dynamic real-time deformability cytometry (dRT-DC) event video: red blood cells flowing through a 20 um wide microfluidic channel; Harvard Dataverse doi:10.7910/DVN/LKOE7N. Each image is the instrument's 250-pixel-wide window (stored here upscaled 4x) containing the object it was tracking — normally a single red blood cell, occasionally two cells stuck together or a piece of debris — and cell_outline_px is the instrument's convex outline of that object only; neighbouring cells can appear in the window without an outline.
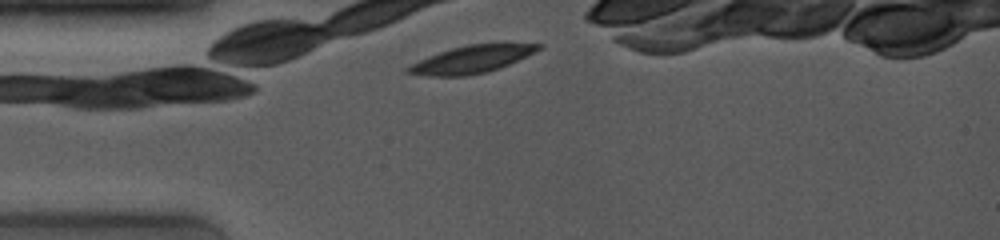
{"species": "common noctule bat (a hibernating species)", "species_latin": "Nyctalus noctula", "temperature_condition": "room temperature", "stored_images_in_passage": 5, "camera_frame_rate_fps": 4000, "um_per_image_px": 0.085, "animal": {"sex": "female", "body_mass_g": 19.0, "forearm_length_mm": 53.3}, "frame": {"image": 1, "passage_image": 3, "time_ms": 0.5, "image_size_px": [1000, 240], "cell_outline_px": [[544, 48], [536, 52], [508, 64], [488, 72], [468, 76], [428, 76], [404, 72], [404, 68], [420, 60], [440, 52], [452, 48], [468, 44], [544, 44]], "centroid_in_image_um": [40.09, 5.05], "position_along_channel_um": 44.9, "area_um2": 20.63}}